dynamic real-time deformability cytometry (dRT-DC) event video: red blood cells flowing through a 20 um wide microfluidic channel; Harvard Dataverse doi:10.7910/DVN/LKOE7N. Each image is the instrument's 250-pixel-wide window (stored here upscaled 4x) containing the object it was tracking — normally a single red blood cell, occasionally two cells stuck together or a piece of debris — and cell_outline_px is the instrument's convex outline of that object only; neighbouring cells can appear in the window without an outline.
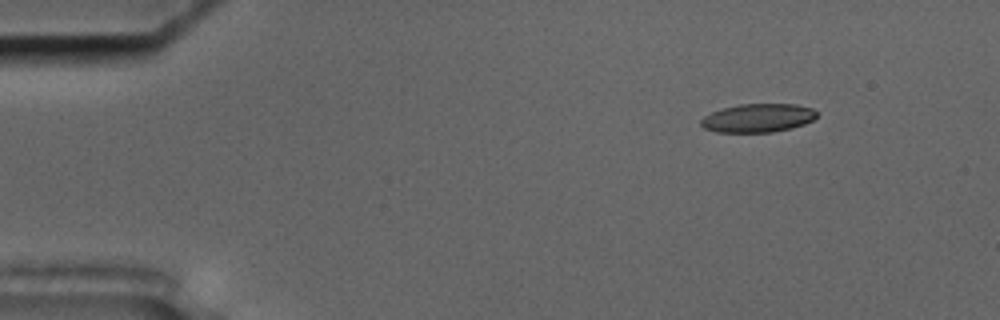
{"species": "common noctule bat (a hibernating species)", "species_latin": "Nyctalus noctula", "temperature_condition": "cold", "stored_images_in_passage": 56, "camera_frame_rate_fps": 3000, "um_per_image_px": 0.085, "animal": {"sex": "male", "body_mass_g": 17.5, "forearm_length_mm": 52.3}, "frame": {"image": 1, "passage_image": 7, "time_ms": 2.0, "image_size_px": [1000, 320], "cell_outline_px": [[816, 116], [812, 120], [804, 124], [792, 128], [772, 132], [716, 132], [704, 128], [700, 124], [700, 120], [704, 116], [712, 112], [724, 108], [740, 104], [796, 104], [812, 108], [816, 112]], "centroid_in_image_um": [64.41, 10.03], "position_along_channel_um": 20.6, "area_um2": 19.19}}
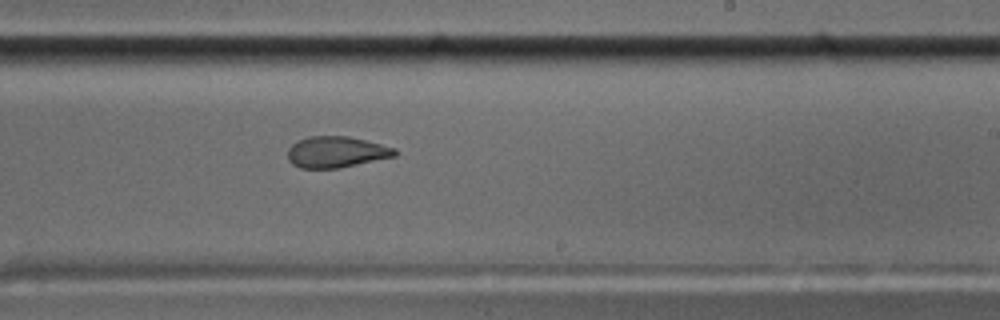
{"frame": {"image": 2, "passage_image": 34, "time_ms": 11.0, "image_size_px": [1000, 320], "cell_outline_px": [[396, 156], [340, 168], [300, 168], [292, 164], [288, 160], [288, 148], [292, 144], [308, 136], [348, 136], [396, 148]], "centroid_in_image_um": [28.57, 12.93], "position_along_channel_um": 260.4, "area_um2": 19.42}}
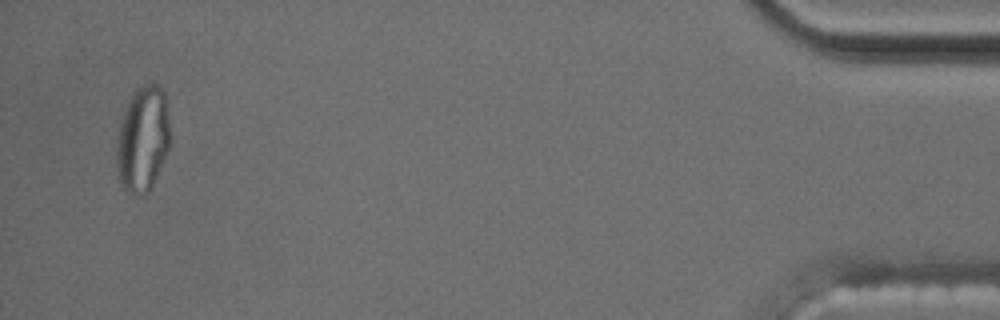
{"frame": {"image": 3, "passage_image": 54, "time_ms": 17.667, "image_size_px": [1000, 320], "cell_outline_px": [[172, 140], [152, 188], [144, 196], [132, 196], [120, 184], [116, 168], [116, 140], [120, 124], [128, 100], [132, 92], [140, 84], [152, 80], [164, 92], [172, 136]], "centroid_in_image_um": [12.14, 11.82], "position_along_channel_um": 423.1, "area_um2": 34.04}, "authors_computed_cell_mechanics": {"area_um2": 20.4612, "velocity_mm_per_s": 3.6318, "shape_relaxation_time_tau1_ms": null, "shape_relaxation_time_tau2_ms": 2.4542, "deformation_change_tau1": null, "deformation_change_tau2": 0.0965}}